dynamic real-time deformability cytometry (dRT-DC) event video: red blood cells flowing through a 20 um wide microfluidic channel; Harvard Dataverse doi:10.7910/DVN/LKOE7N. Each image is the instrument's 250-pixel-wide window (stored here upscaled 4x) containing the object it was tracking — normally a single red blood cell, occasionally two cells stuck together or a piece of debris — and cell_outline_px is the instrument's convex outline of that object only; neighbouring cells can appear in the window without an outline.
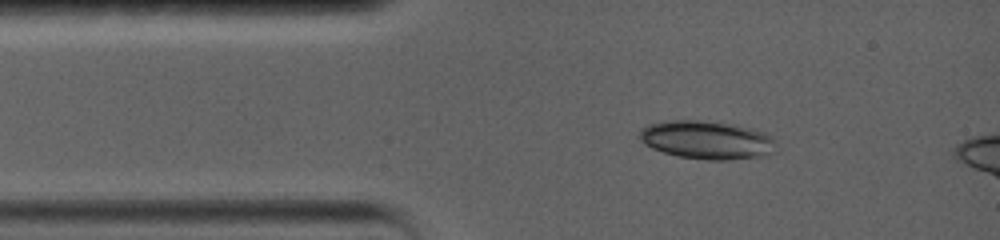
{"species": "common noctule bat (a hibernating species)", "species_latin": "Nyctalus noctula", "temperature_condition": "warm", "stored_images_in_passage": 15, "camera_frame_rate_fps": 5000, "um_per_image_px": 0.085, "animal": {"sex": "female", "body_mass_g": 19.0, "forearm_length_mm": 56.7}, "frame": {"image": 1, "passage_image": 4, "time_ms": 1.6, "image_size_px": [1000, 240], "cell_outline_px": [[776, 140], [772, 152], [768, 156], [728, 160], [708, 160], [676, 156], [652, 148], [644, 144], [636, 136], [640, 128], [648, 124], [664, 120], [700, 120], [736, 124], [752, 128], [764, 132], [772, 136]], "centroid_in_image_um": [60.06, 11.88], "position_along_channel_um": 24.9, "area_um2": 31.15}}
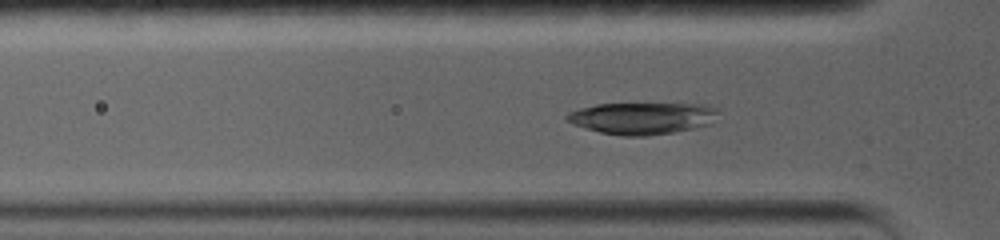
{"frame": {"image": 2, "passage_image": 8, "time_ms": 3.6, "image_size_px": [1000, 240], "cell_outline_px": [[720, 108], [712, 124], [672, 132], [648, 136], [624, 136], [600, 132], [572, 124], [564, 120], [564, 116], [568, 112], [580, 108], [596, 104], [704, 104]], "centroid_in_image_um": [54.58, 10.04], "position_along_channel_um": 71.2, "area_um2": 28.21}}
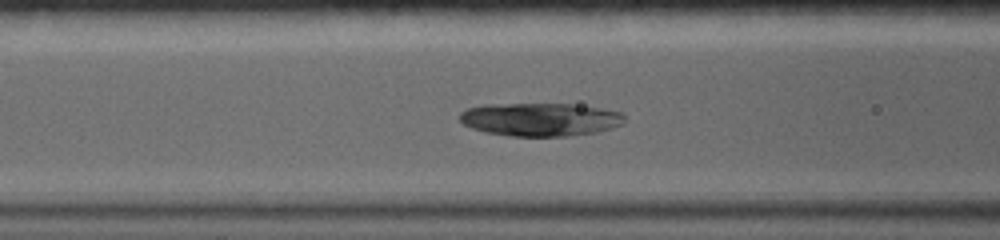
{"frame": {"image": 3, "passage_image": 13, "time_ms": 5.0, "image_size_px": [1000, 240], "cell_outline_px": [[624, 124], [612, 128], [596, 132], [568, 136], [508, 136], [484, 132], [472, 128], [464, 124], [460, 120], [460, 112], [468, 108], [484, 104], [572, 104], [600, 108], [620, 112], [624, 116]], "centroid_in_image_um": [45.91, 10.15], "position_along_channel_um": 120.7, "area_um2": 31.96}}